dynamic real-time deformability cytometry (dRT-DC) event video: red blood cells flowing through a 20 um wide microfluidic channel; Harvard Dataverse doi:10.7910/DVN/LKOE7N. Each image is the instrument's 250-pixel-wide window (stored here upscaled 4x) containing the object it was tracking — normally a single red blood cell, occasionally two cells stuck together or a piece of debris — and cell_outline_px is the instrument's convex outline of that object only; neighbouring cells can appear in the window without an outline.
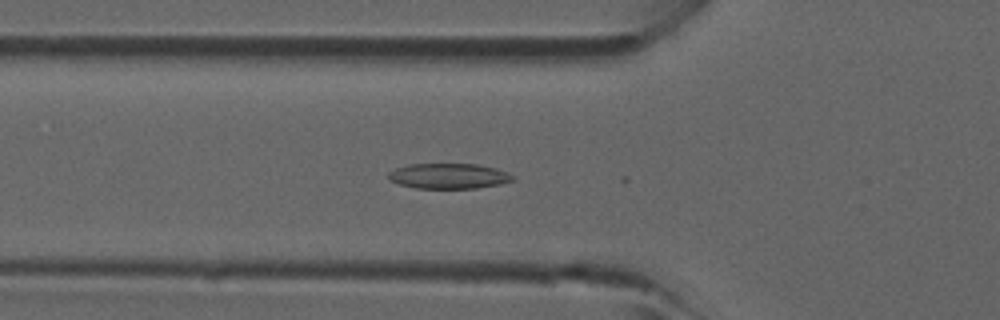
{"species": "common noctule bat (a hibernating species)", "species_latin": "Nyctalus noctula", "temperature_condition": "room temperature", "stored_images_in_passage": 46, "camera_frame_rate_fps": 3000, "um_per_image_px": 0.085, "animal": {"sex": "male", "forearm_length_mm": 52.5}, "frame": {"image": 1, "passage_image": 16, "time_ms": 5.0, "image_size_px": [1000, 320], "cell_outline_px": [[516, 180], [500, 184], [476, 188], [416, 188], [400, 184], [388, 180], [388, 172], [396, 168], [408, 164], [476, 164], [496, 168], [508, 172], [516, 176]], "centroid_in_image_um": [38.17, 14.96], "position_along_channel_um": 87.6, "area_um2": 18.5}}
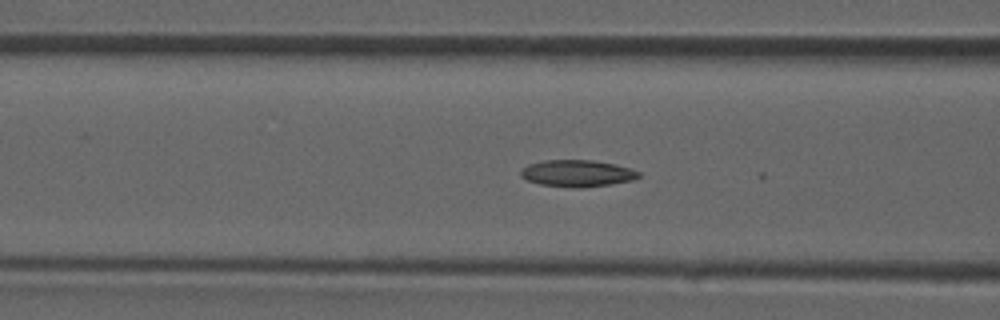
{"frame": {"image": 2, "passage_image": 18, "time_ms": 5.667, "image_size_px": [1000, 320], "cell_outline_px": [[640, 176], [632, 180], [612, 184], [584, 188], [572, 188], [540, 184], [528, 180], [520, 176], [520, 168], [528, 164], [544, 160], [592, 160], [616, 164], [640, 172]], "centroid_in_image_um": [49.04, 14.74], "position_along_channel_um": 117.6, "area_um2": 18.55}}
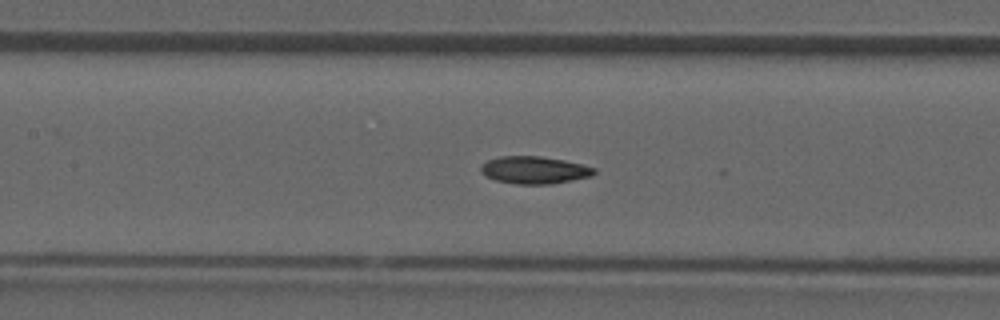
{"frame": {"image": 3, "passage_image": 21, "time_ms": 6.667, "image_size_px": [1000, 320], "cell_outline_px": [[596, 172], [592, 176], [552, 184], [516, 184], [496, 180], [484, 176], [480, 172], [480, 168], [488, 160], [500, 156], [540, 156], [564, 160], [596, 168]], "centroid_in_image_um": [45.41, 14.46], "position_along_channel_um": 162.0, "area_um2": 18.09}}